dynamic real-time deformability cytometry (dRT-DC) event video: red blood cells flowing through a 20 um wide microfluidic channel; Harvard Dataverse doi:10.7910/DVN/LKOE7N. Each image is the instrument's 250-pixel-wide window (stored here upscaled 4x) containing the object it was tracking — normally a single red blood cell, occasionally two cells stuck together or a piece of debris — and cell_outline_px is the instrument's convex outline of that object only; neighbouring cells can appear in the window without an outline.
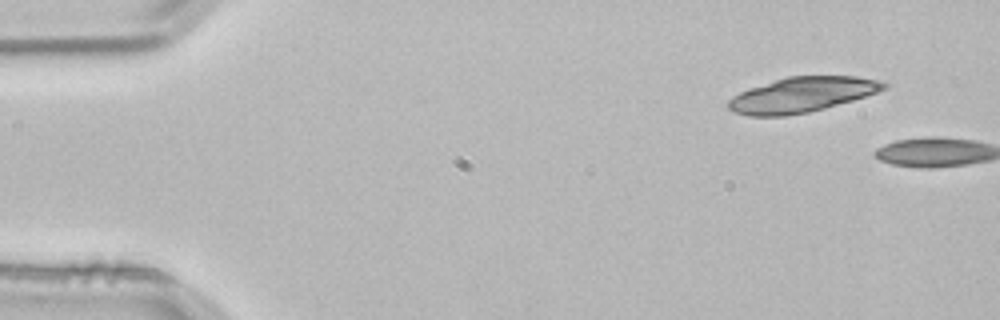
{"species": "common noctule bat (a hibernating species)", "species_latin": "Nyctalus noctula", "temperature_condition": "room temperature", "stored_images_in_passage": 4, "segment_of_instrument_passage": [1, 2], "camera_frame_rate_fps": 3000, "um_per_image_px": 0.085, "animal": {"sex": "male", "body_mass_g": 21.5, "forearm_length_mm": 52.0}, "frame": {"image": 1, "passage_image": 1, "time_ms": 0.0, "image_size_px": [1000, 320], "cell_outline_px": [[888, 88], [852, 100], [824, 108], [808, 112], [784, 116], [748, 116], [736, 112], [728, 108], [724, 104], [732, 96], [748, 88], [788, 76], [856, 76], [880, 80], [888, 84]], "centroid_in_image_um": [68.13, 8.05], "position_along_channel_um": 16.9, "area_um2": 31.73}}
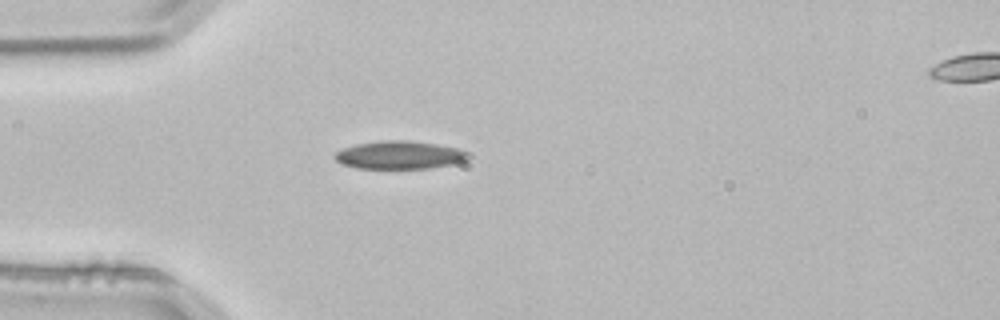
{"frame": {"image": 2, "passage_image": 3, "time_ms": 0.667, "image_size_px": [1000, 320], "cell_outline_px": [[472, 156], [468, 160], [452, 164], [428, 168], [356, 168], [340, 164], [332, 156], [336, 152], [344, 148], [356, 144], [388, 140], [408, 140], [436, 144], [456, 148], [472, 152]], "centroid_in_image_um": [33.99, 13.18], "position_along_channel_um": 51.0, "area_um2": 21.91}}